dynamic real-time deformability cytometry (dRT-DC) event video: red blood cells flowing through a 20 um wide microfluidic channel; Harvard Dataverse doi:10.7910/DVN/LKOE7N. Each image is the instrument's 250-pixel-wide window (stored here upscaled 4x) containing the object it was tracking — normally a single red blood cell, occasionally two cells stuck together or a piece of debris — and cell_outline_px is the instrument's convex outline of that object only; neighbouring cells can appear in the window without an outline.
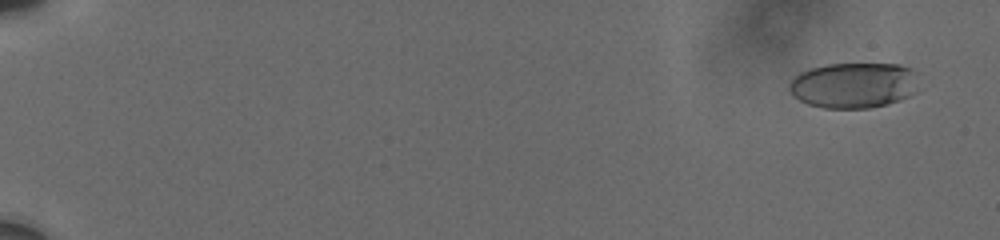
{"species": "human", "species_latin": "Homo sapiens", "temperature_condition": "cold", "stored_images_in_passage": 9, "camera_frame_rate_fps": 3000, "um_per_image_px": 0.085, "donor": {"sex": "male"}, "frame": {"image": 1, "passage_image": 2, "time_ms": 1.0, "image_size_px": [1000, 240], "cell_outline_px": [[916, 92], [900, 100], [888, 104], [868, 108], [824, 108], [808, 104], [800, 100], [788, 88], [788, 84], [800, 72], [812, 68], [828, 64], [900, 64], [912, 68], [916, 72]], "centroid_in_image_um": [72.6, 7.24], "position_along_channel_um": 12.4, "area_um2": 34.39}}
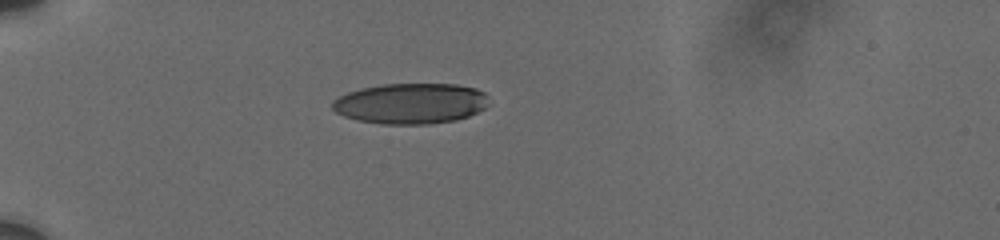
{"frame": {"image": 2, "passage_image": 7, "time_ms": 6.333, "image_size_px": [1000, 240], "cell_outline_px": [[488, 104], [484, 108], [468, 116], [456, 120], [428, 124], [380, 124], [356, 120], [344, 116], [336, 112], [332, 108], [332, 100], [348, 92], [360, 88], [384, 84], [456, 84], [476, 88], [484, 92], [488, 96]], "centroid_in_image_um": [34.9, 8.79], "position_along_channel_um": 50.1, "area_um2": 37.22}}
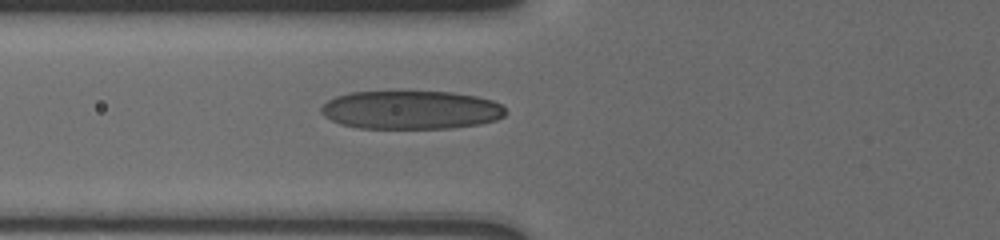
{"frame": {"image": 3, "passage_image": 9, "time_ms": 8.333, "image_size_px": [1000, 240], "cell_outline_px": [[504, 116], [496, 120], [480, 124], [448, 128], [360, 128], [340, 124], [324, 116], [320, 112], [320, 108], [328, 100], [336, 96], [348, 92], [452, 92], [476, 96], [492, 100], [500, 104], [504, 108]], "centroid_in_image_um": [34.91, 9.34], "position_along_channel_um": 90.9, "area_um2": 41.27}}